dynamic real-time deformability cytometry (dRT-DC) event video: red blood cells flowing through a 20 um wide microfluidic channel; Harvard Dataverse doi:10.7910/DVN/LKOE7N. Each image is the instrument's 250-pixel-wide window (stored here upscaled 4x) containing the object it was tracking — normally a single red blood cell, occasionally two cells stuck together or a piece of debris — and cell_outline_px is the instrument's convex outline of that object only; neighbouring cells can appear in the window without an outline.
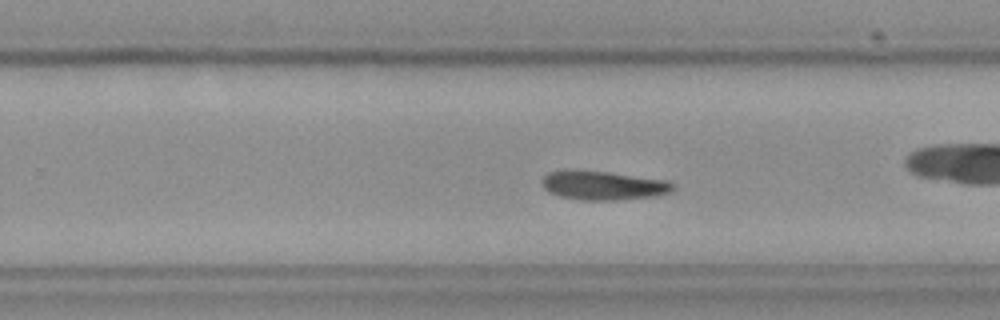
{"species": "Egyptian fruit bat (a non-hibernating species)", "species_latin": "Rousettus aegyptiacus", "temperature_condition": "cold", "stored_images_in_passage": 50, "camera_frame_rate_fps": 3000, "um_per_image_px": 0.085, "frame": {"image": 1, "passage_image": 29, "time_ms": 9.333, "image_size_px": [1000, 320], "cell_outline_px": [[676, 188], [672, 192], [656, 196], [616, 200], [580, 200], [560, 196], [548, 192], [544, 188], [544, 176], [548, 172], [608, 172], [668, 180], [676, 184]], "centroid_in_image_um": [51.41, 15.8], "position_along_channel_um": 278.4, "area_um2": 21.68}, "authors_computed_cell_mechanics": {"area_um2": 22.3108, "velocity_mm_per_s": 3.5596, "shape_relaxation_time_tau1_ms": 3.3299, "shape_relaxation_time_tau2_ms": null, "deformation_change_tau1": 0.1163, "deformation_change_tau2": null}}